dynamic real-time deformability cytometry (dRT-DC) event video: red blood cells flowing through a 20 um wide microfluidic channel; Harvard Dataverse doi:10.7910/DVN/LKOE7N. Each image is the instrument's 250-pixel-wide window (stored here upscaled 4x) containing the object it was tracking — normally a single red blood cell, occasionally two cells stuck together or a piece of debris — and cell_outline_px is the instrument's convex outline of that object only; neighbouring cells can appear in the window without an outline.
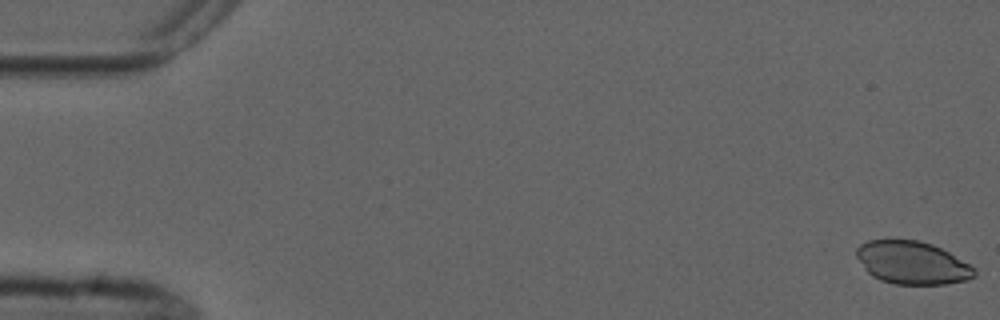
{"species": "common noctule bat (a hibernating species)", "species_latin": "Nyctalus noctula", "temperature_condition": "cold", "stored_images_in_passage": 5, "camera_frame_rate_fps": 3000, "um_per_image_px": 0.085, "animal": {"sex": "male", "forearm_length_mm": 52.5}, "frame": {"image": 1, "passage_image": 1, "time_ms": 0.0, "image_size_px": [1000, 320], "cell_outline_px": [[976, 276], [964, 280], [944, 284], [896, 284], [880, 280], [872, 276], [864, 268], [856, 256], [856, 248], [860, 244], [868, 240], [920, 240], [932, 244], [948, 252], [976, 268]], "centroid_in_image_um": [77.52, 22.33], "position_along_channel_um": 7.5, "area_um2": 29.36}}